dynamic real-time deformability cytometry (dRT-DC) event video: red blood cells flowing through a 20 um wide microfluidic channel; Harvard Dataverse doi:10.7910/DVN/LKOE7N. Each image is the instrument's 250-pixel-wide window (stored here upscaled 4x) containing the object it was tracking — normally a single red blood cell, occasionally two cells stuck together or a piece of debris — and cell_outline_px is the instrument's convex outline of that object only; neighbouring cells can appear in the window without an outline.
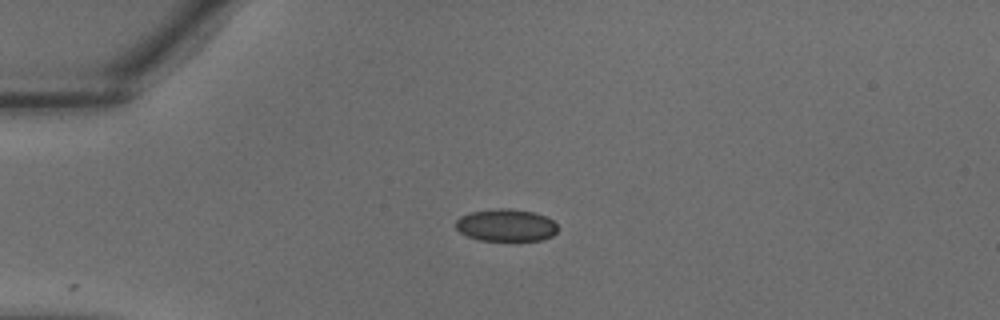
{"species": "common noctule bat (a hibernating species)", "species_latin": "Nyctalus noctula", "temperature_condition": "warm", "stored_images_in_passage": 12, "camera_frame_rate_fps": 3000, "um_per_image_px": 0.085, "animal": {"sex": "male", "body_mass_g": 18.8}, "frame": {"image": 1, "passage_image": 1, "time_ms": 0.0, "image_size_px": [1000, 320], "cell_outline_px": [[556, 232], [552, 236], [540, 240], [516, 244], [480, 240], [468, 236], [460, 232], [456, 228], [456, 220], [460, 216], [472, 212], [500, 208], [508, 208], [536, 212], [548, 216], [556, 224]], "centroid_in_image_um": [43.05, 19.19], "position_along_channel_um": 41.9, "area_um2": 20.0}}
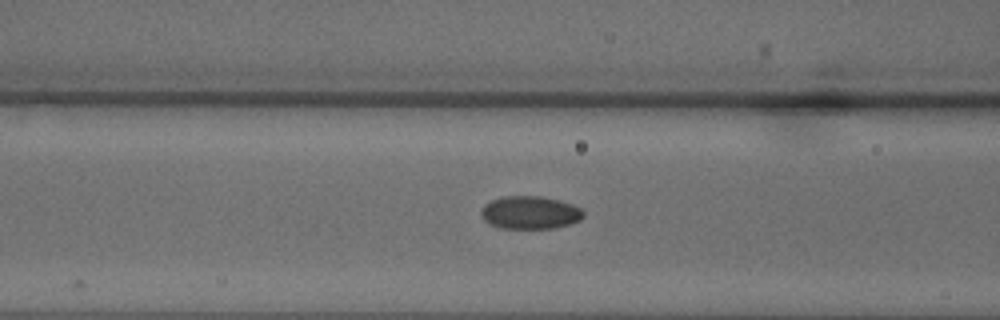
{"frame": {"image": 2, "passage_image": 7, "time_ms": 2.0, "image_size_px": [1000, 320], "cell_outline_px": [[584, 216], [580, 220], [572, 224], [556, 228], [500, 228], [488, 224], [484, 220], [480, 212], [484, 204], [492, 200], [504, 196], [540, 196], [572, 204], [580, 208], [584, 212]], "centroid_in_image_um": [45.05, 18.08], "position_along_channel_um": 121.6, "area_um2": 19.71}}
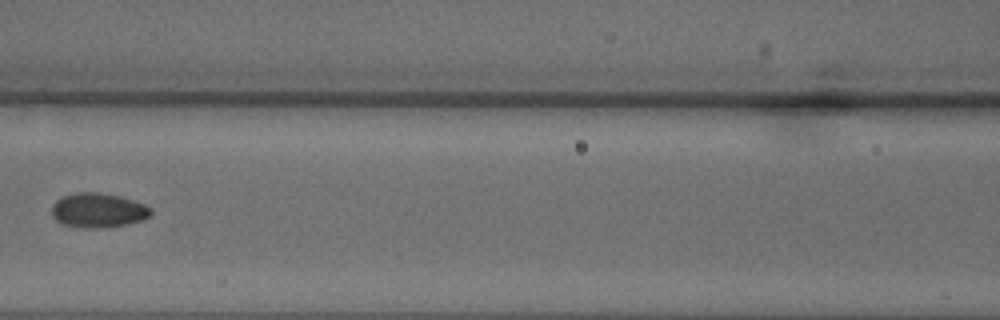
{"frame": {"image": 3, "passage_image": 9, "time_ms": 2.667, "image_size_px": [1000, 320], "cell_outline_px": [[152, 216], [144, 220], [128, 224], [104, 228], [84, 228], [64, 224], [56, 220], [52, 216], [52, 204], [56, 200], [64, 196], [76, 192], [100, 192], [120, 196], [144, 204], [152, 208]], "centroid_in_image_um": [8.37, 17.88], "position_along_channel_um": 158.2, "area_um2": 20.17}}